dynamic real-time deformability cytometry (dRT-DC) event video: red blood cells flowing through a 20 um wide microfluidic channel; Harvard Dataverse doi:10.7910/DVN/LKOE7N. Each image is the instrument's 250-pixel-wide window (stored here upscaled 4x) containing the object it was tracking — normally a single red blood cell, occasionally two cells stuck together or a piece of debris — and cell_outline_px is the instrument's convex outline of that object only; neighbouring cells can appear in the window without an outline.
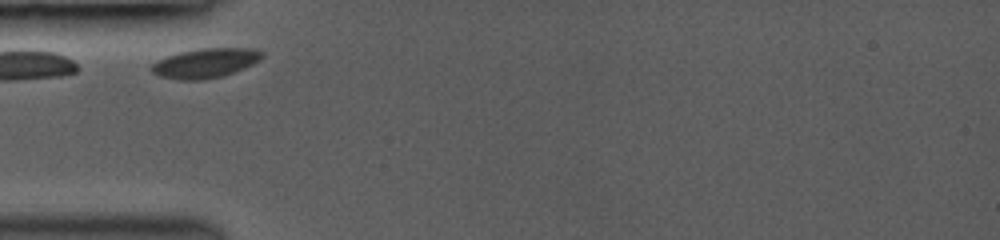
{"species": "common noctule bat (a hibernating species)", "species_latin": "Nyctalus noctula", "temperature_condition": "room temperature", "stored_images_in_passage": 22, "camera_frame_rate_fps": 3000, "um_per_image_px": 0.085, "animal": {"sex": "female", "body_mass_g": 19.0, "forearm_length_mm": 53.3}, "frame": {"image": 1, "passage_image": 1, "time_ms": 0.0, "image_size_px": [1000, 240], "cell_outline_px": [[264, 56], [252, 64], [244, 68], [220, 76], [200, 80], [180, 80], [160, 76], [152, 72], [152, 64], [168, 56], [180, 52], [200, 48], [252, 48], [264, 52]], "centroid_in_image_um": [17.48, 5.35], "position_along_channel_um": 67.5, "area_um2": 18.67}}
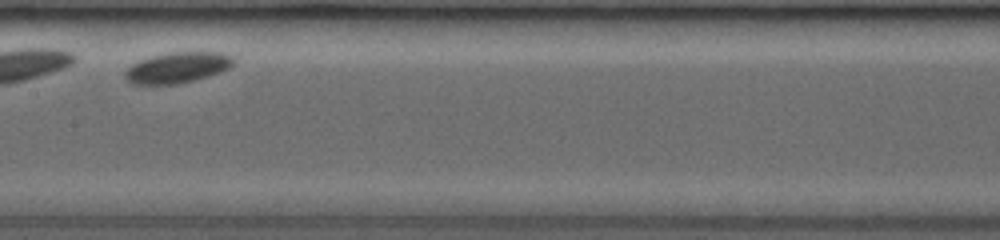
{"frame": {"image": 2, "passage_image": 8, "time_ms": 3.333, "image_size_px": [1000, 240], "cell_outline_px": [[236, 64], [220, 72], [196, 80], [176, 84], [132, 84], [124, 76], [124, 72], [136, 60], [168, 52], [220, 52], [232, 56], [236, 60]], "centroid_in_image_um": [15.1, 5.73], "position_along_channel_um": 192.3, "area_um2": 19.65}}